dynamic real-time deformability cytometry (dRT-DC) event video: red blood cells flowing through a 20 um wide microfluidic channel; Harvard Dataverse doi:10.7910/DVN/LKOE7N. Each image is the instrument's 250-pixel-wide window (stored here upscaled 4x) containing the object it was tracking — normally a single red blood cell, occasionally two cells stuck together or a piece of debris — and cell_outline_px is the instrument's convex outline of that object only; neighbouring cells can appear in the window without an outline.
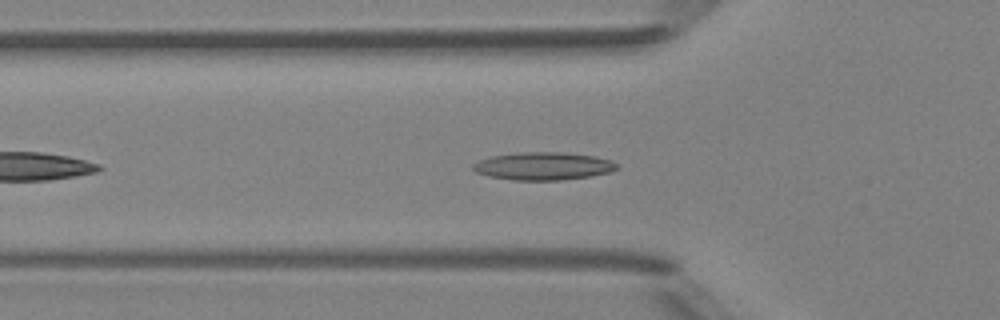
{"species": "Egyptian fruit bat (a non-hibernating species)", "species_latin": "Rousettus aegyptiacus", "temperature_condition": "room temperature", "stored_images_in_passage": 40, "camera_frame_rate_fps": 3000, "um_per_image_px": 0.085, "animal": {"sex": "female"}, "frame": {"image": 1, "passage_image": 7, "time_ms": 2.0, "image_size_px": [1000, 320], "cell_outline_px": [[620, 168], [608, 172], [592, 176], [560, 180], [512, 180], [488, 176], [476, 172], [472, 168], [472, 164], [480, 160], [492, 156], [520, 152], [564, 152], [592, 156], [612, 160], [620, 164]], "centroid_in_image_um": [46.2, 14.12], "position_along_channel_um": 79.6, "area_um2": 23.41}}
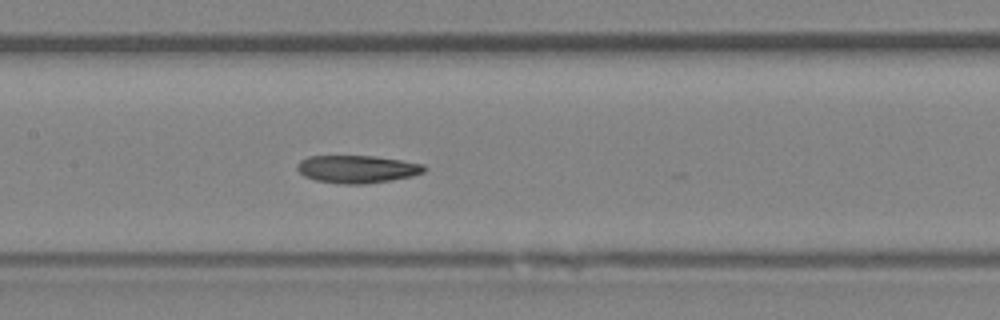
{"frame": {"image": 2, "passage_image": 14, "time_ms": 4.333, "image_size_px": [1000, 320], "cell_outline_px": [[428, 168], [424, 172], [412, 176], [364, 184], [340, 184], [316, 180], [304, 176], [296, 168], [296, 164], [300, 160], [308, 156], [376, 156], [424, 164]], "centroid_in_image_um": [30.35, 14.37], "position_along_channel_um": 177.1, "area_um2": 20.52}}
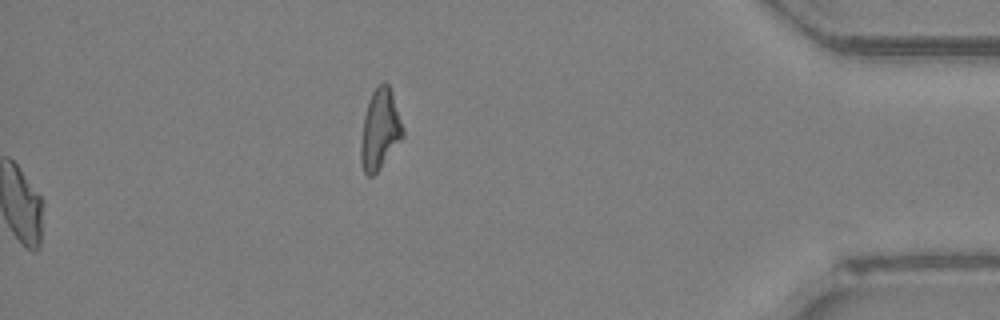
{"frame": {"image": 3, "passage_image": 40, "time_ms": 13.0, "image_size_px": [1000, 320], "cell_outline_px": [[404, 136], [380, 168], [372, 176], [368, 176], [364, 172], [360, 160], [360, 144], [364, 116], [372, 92], [376, 84], [384, 80], [388, 84], [392, 92], [404, 128]], "centroid_in_image_um": [32.3, 10.98], "position_along_channel_um": 402.9, "area_um2": 19.71}, "authors_computed_cell_mechanics": {"area_um2": 20.519, "velocity_mm_per_s": 4.1779, "shape_relaxation_time_tau1_ms": null, "shape_relaxation_time_tau2_ms": 3.2154, "deformation_change_tau1": null, "deformation_change_tau2": 0.1013}}